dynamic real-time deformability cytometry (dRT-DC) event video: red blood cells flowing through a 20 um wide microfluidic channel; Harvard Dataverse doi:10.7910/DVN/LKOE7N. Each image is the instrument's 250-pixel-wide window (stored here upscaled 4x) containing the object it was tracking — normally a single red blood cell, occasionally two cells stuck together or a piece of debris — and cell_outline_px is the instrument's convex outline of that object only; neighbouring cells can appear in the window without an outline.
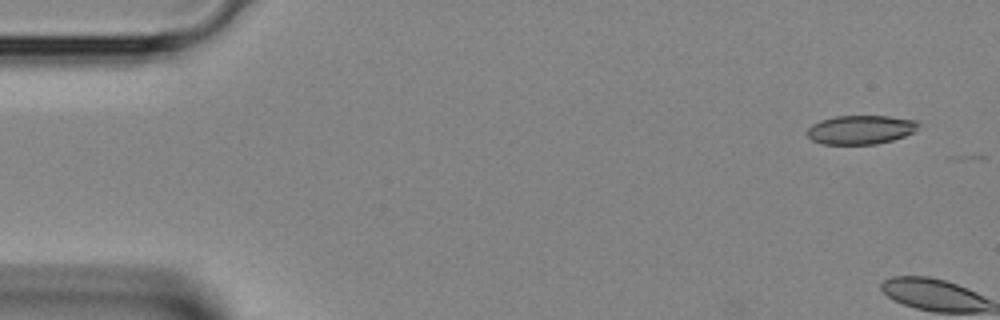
{"species": "Egyptian fruit bat (a non-hibernating species)", "species_latin": "Rousettus aegyptiacus", "temperature_condition": "room temperature", "stored_images_in_passage": 4, "camera_frame_rate_fps": 3000, "um_per_image_px": 0.085, "animal": {"sex": "female"}, "frame": {"image": 1, "passage_image": 1, "time_ms": 0.0, "image_size_px": [1000, 320], "cell_outline_px": [[920, 124], [912, 132], [904, 136], [892, 140], [876, 144], [824, 144], [812, 140], [808, 136], [808, 128], [812, 124], [820, 120], [836, 116], [888, 116], [916, 120]], "centroid_in_image_um": [73.14, 11.02], "position_along_channel_um": 11.9, "area_um2": 18.61}}
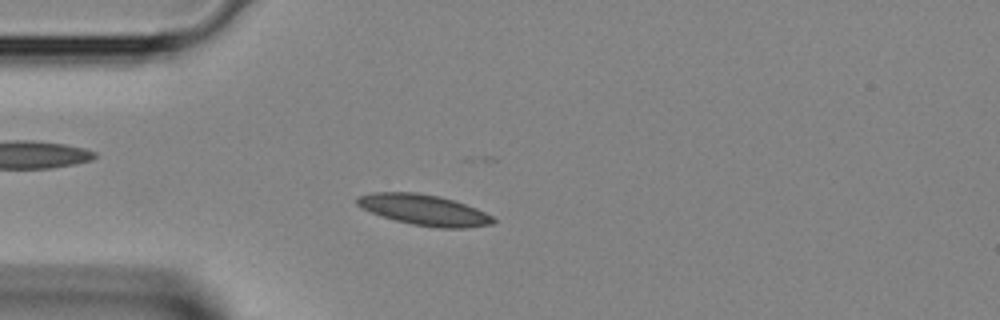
{"frame": {"image": 2, "passage_image": 4, "time_ms": 1.0, "image_size_px": [1000, 320], "cell_outline_px": [[496, 220], [492, 224], [464, 228], [436, 228], [412, 224], [396, 220], [372, 212], [356, 204], [356, 196], [372, 192], [416, 192], [436, 196], [452, 200], [476, 208], [492, 216]], "centroid_in_image_um": [36.04, 17.84], "position_along_channel_um": 49.0, "area_um2": 24.04}}